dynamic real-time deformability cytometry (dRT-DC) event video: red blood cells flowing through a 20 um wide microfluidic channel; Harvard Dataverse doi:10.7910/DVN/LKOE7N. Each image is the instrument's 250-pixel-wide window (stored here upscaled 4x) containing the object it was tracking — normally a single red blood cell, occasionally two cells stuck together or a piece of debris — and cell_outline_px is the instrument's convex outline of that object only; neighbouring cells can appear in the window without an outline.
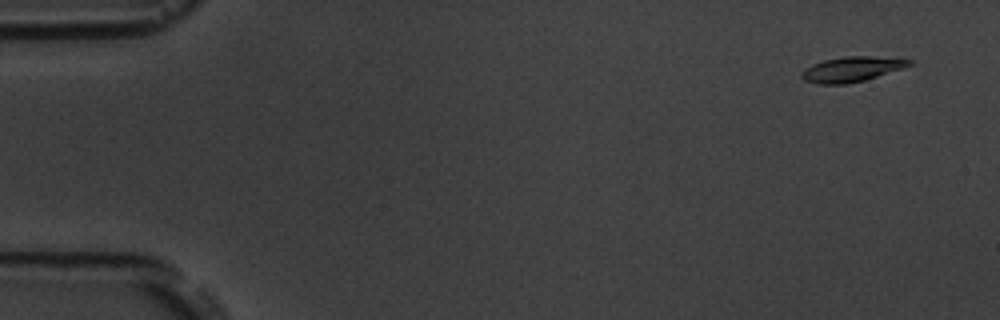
{"species": "common noctule bat (a hibernating species)", "species_latin": "Nyctalus noctula", "temperature_condition": "room temperature", "stored_images_in_passage": 3, "camera_frame_rate_fps": 3000, "um_per_image_px": 0.085, "animal": {"sex": "male", "body_mass_g": 19.5, "forearm_length_mm": 54.6}, "frame": {"image": 1, "passage_image": 1, "time_ms": 0.0, "image_size_px": [1000, 320], "cell_outline_px": [[912, 64], [904, 68], [864, 80], [848, 84], [816, 84], [804, 80], [800, 76], [800, 72], [812, 64], [824, 60], [844, 56], [868, 56], [912, 60]], "centroid_in_image_um": [72.35, 5.89], "position_along_channel_um": 12.7, "area_um2": 15.66}}